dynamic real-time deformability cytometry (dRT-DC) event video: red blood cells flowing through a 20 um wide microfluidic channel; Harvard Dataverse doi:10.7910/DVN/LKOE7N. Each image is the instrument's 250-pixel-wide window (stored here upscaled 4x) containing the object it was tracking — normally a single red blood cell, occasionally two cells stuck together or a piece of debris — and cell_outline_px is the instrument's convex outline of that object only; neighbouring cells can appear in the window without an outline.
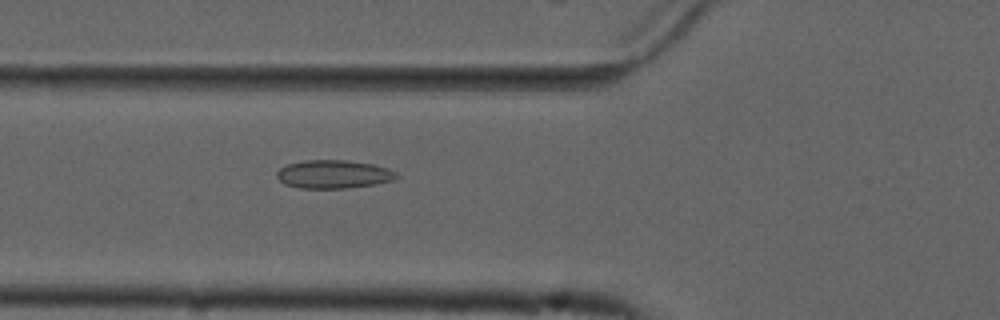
{"species": "common noctule bat (a hibernating species)", "species_latin": "Nyctalus noctula", "temperature_condition": "cold", "stored_images_in_passage": 55, "camera_frame_rate_fps": 3000, "um_per_image_px": 0.085, "animal": {"sex": "male", "forearm_length_mm": 52.5}, "frame": {"image": 1, "passage_image": 20, "time_ms": 6.333, "image_size_px": [1000, 320], "cell_outline_px": [[400, 176], [392, 180], [376, 184], [348, 188], [300, 188], [284, 184], [276, 176], [276, 172], [280, 168], [288, 164], [304, 160], [344, 160], [372, 164], [388, 168], [396, 172]], "centroid_in_image_um": [28.35, 14.81], "position_along_channel_um": 97.4, "area_um2": 19.77}}
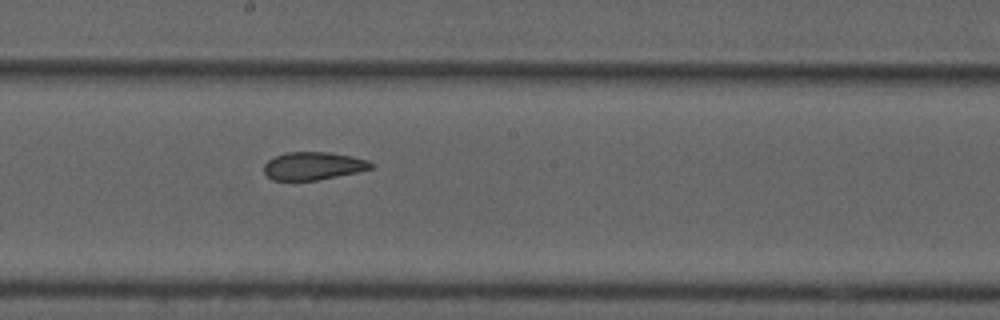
{"frame": {"image": 2, "passage_image": 30, "time_ms": 9.667, "image_size_px": [1000, 320], "cell_outline_px": [[372, 168], [356, 172], [316, 180], [272, 180], [264, 172], [264, 164], [268, 160], [276, 156], [288, 152], [328, 152], [352, 156], [368, 160], [372, 164]], "centroid_in_image_um": [26.6, 14.1], "position_along_channel_um": 221.6, "area_um2": 17.17}}
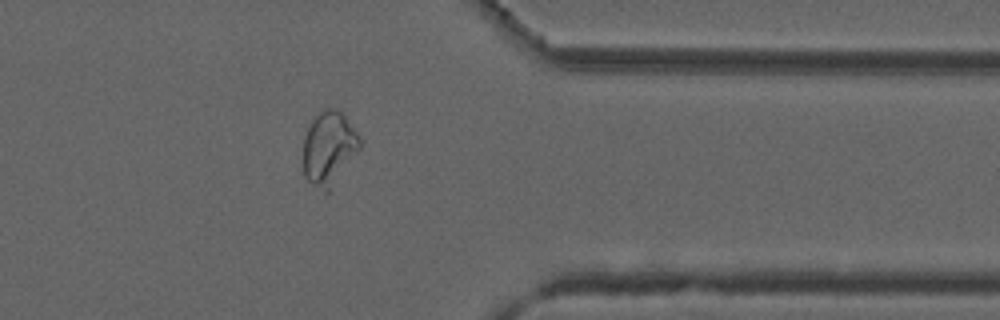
{"frame": {"image": 3, "passage_image": 44, "time_ms": 14.333, "image_size_px": [1000, 320], "cell_outline_px": [[360, 148], [328, 192], [324, 192], [312, 184], [304, 176], [304, 136], [312, 120], [320, 112], [328, 108], [336, 108], [344, 116], [356, 132], [360, 140]], "centroid_in_image_um": [27.94, 12.6], "position_along_channel_um": 383.5, "area_um2": 23.7}, "authors_computed_cell_mechanics": {"area_um2": 21.0392, "velocity_mm_per_s": 3.7185, "shape_relaxation_time_tau1_ms": null, "shape_relaxation_time_tau2_ms": 2.1805, "deformation_change_tau1": null, "deformation_change_tau2": 0.0715}}